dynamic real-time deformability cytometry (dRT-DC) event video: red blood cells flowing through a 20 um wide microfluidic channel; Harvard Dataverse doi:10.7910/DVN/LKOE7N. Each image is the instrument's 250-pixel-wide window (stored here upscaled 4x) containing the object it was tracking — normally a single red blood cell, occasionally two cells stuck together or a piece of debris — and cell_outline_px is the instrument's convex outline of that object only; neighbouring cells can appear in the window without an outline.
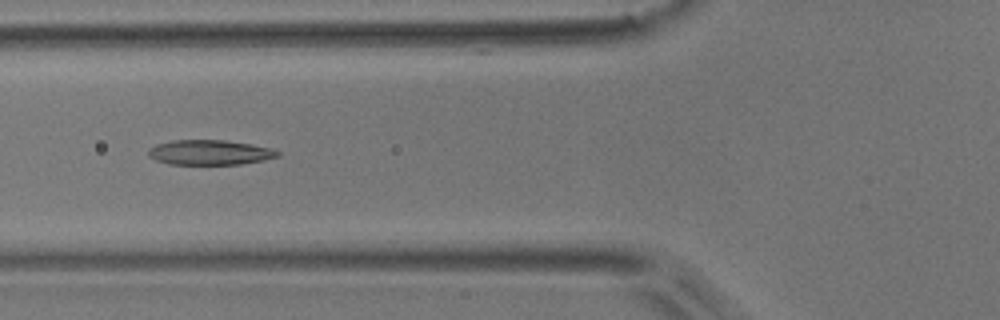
{"species": "common noctule bat (a hibernating species)", "species_latin": "Nyctalus noctula", "temperature_condition": "room temperature", "stored_images_in_passage": 7, "camera_frame_rate_fps": 3000, "um_per_image_px": 0.085, "animal": {"sex": "male", "body_mass_g": 17.9}, "frame": {"image": 1, "passage_image": 6, "time_ms": 1.667, "image_size_px": [1000, 320], "cell_outline_px": [[280, 156], [264, 160], [240, 164], [168, 164], [156, 160], [148, 156], [148, 148], [156, 144], [172, 140], [224, 140], [252, 144], [272, 148], [280, 152]], "centroid_in_image_um": [17.83, 12.95], "position_along_channel_um": 108.0, "area_um2": 18.9}}
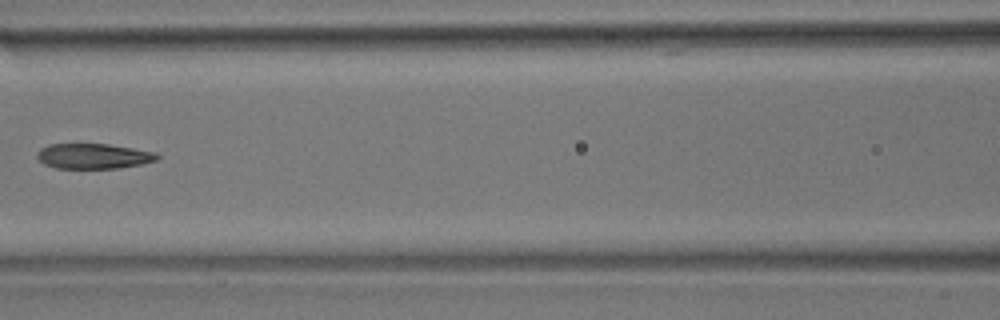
{"frame": {"image": 2, "passage_image": 7, "time_ms": 2.0, "image_size_px": [1000, 320], "cell_outline_px": [[160, 156], [156, 160], [140, 164], [116, 168], [56, 168], [44, 164], [36, 156], [36, 152], [40, 148], [48, 144], [108, 144], [156, 152]], "centroid_in_image_um": [7.91, 13.26], "position_along_channel_um": 158.7, "area_um2": 17.57}}